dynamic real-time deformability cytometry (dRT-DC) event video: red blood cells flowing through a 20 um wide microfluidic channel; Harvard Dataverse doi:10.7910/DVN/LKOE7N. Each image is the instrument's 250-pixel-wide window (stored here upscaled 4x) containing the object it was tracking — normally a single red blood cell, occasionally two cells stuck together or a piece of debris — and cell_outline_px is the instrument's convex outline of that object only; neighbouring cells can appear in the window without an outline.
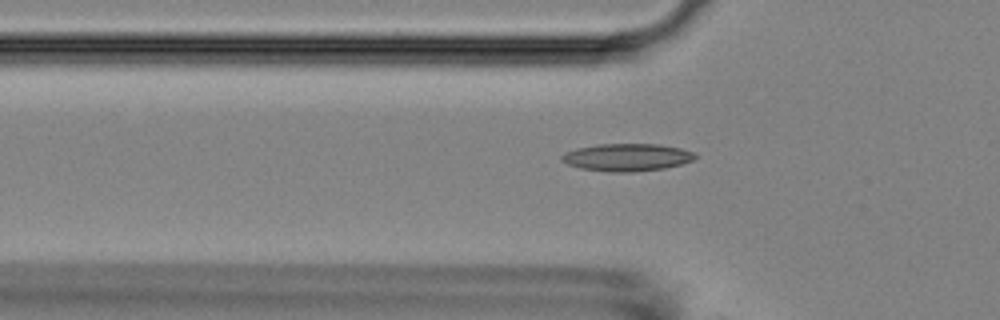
{"species": "Egyptian fruit bat (a non-hibernating species)", "species_latin": "Rousettus aegyptiacus", "temperature_condition": "room temperature", "stored_images_in_passage": 48, "camera_frame_rate_fps": 3000, "um_per_image_px": 0.085, "animal": {"sex": "female"}, "frame": {"image": 1, "passage_image": 18, "time_ms": 5.667, "image_size_px": [1000, 320], "cell_outline_px": [[696, 156], [692, 160], [680, 164], [664, 168], [632, 172], [608, 172], [580, 168], [568, 164], [560, 160], [560, 156], [564, 152], [576, 148], [596, 144], [660, 144], [680, 148], [692, 152]], "centroid_in_image_um": [53.23, 13.37], "position_along_channel_um": 72.6, "area_um2": 21.39}}
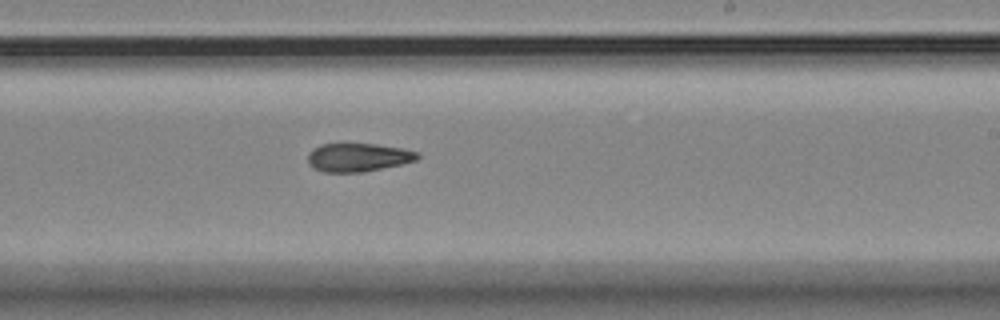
{"frame": {"image": 2, "passage_image": 33, "time_ms": 10.667, "image_size_px": [1000, 320], "cell_outline_px": [[420, 156], [416, 160], [400, 164], [364, 172], [324, 172], [312, 168], [308, 164], [308, 152], [312, 148], [320, 144], [376, 144], [404, 148], [416, 152]], "centroid_in_image_um": [30.39, 13.37], "position_along_channel_um": 258.6, "area_um2": 18.21}}
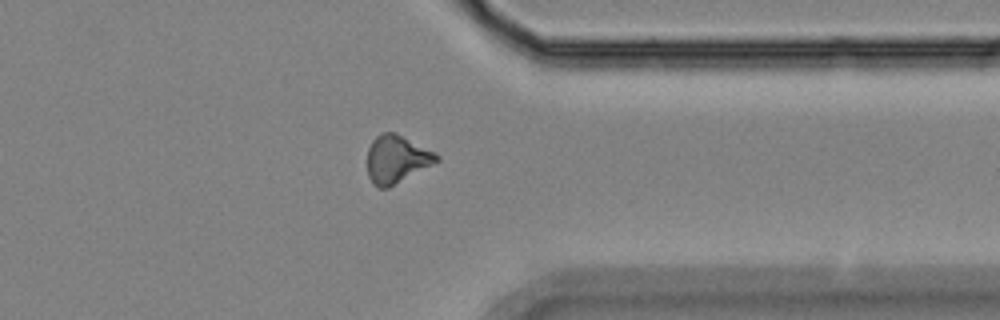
{"frame": {"image": 3, "passage_image": 43, "time_ms": 14.0, "image_size_px": [1000, 320], "cell_outline_px": [[440, 160], [388, 188], [380, 188], [368, 176], [368, 148], [372, 140], [376, 136], [384, 132], [396, 132], [436, 152], [440, 156]], "centroid_in_image_um": [33.73, 13.5], "position_along_channel_um": 377.7, "area_um2": 19.19}}